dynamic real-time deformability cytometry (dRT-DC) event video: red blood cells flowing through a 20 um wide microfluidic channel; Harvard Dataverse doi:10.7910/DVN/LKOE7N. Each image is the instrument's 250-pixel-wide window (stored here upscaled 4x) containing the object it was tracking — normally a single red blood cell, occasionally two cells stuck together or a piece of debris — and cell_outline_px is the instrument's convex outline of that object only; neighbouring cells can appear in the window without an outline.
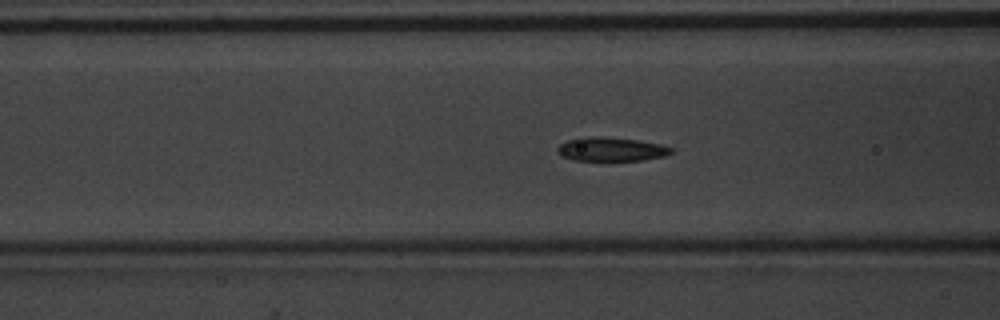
{"species": "common noctule bat (a hibernating species)", "species_latin": "Nyctalus noctula", "temperature_condition": "warm", "stored_images_in_passage": 41, "segment_of_instrument_passage": [1, 2], "camera_frame_rate_fps": 3000, "um_per_image_px": 0.085, "animal": {"sex": "male", "body_mass_g": 20.1, "forearm_length_mm": 53.5}, "frame": {"image": 1, "passage_image": 8, "time_ms": 2.333, "image_size_px": [1000, 320], "cell_outline_px": [[672, 152], [664, 156], [644, 160], [608, 164], [572, 160], [560, 156], [556, 152], [556, 148], [560, 144], [568, 140], [580, 136], [600, 136], [640, 140], [660, 144], [672, 148]], "centroid_in_image_um": [51.88, 12.74], "position_along_channel_um": 114.7, "area_um2": 17.05}}
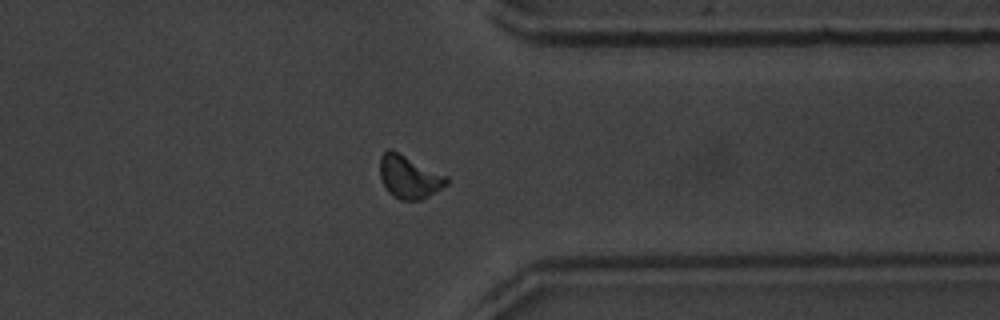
{"frame": {"image": 2, "passage_image": 29, "time_ms": 9.333, "image_size_px": [1000, 320], "cell_outline_px": [[448, 184], [428, 196], [420, 200], [400, 200], [392, 196], [388, 192], [380, 176], [380, 156], [388, 148], [392, 148], [448, 176]], "centroid_in_image_um": [34.77, 15.01], "position_along_channel_um": 376.6, "area_um2": 16.88}}
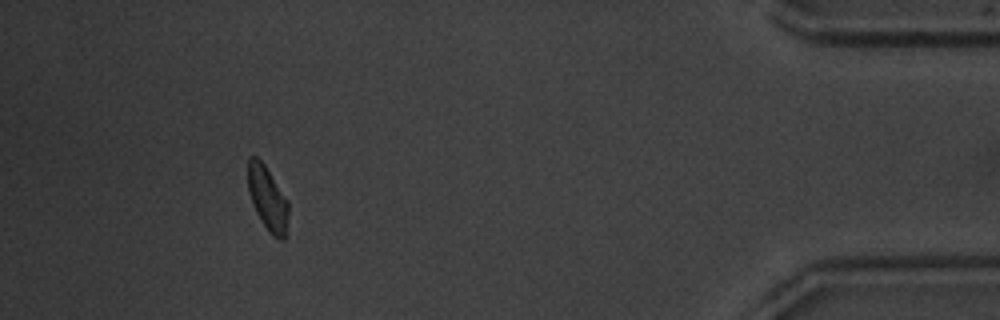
{"frame": {"image": 3, "passage_image": 36, "time_ms": 11.667, "image_size_px": [1000, 320], "cell_outline_px": [[288, 216], [284, 240], [280, 240], [272, 236], [268, 232], [260, 220], [252, 204], [248, 192], [248, 156], [256, 156], [264, 164], [288, 200]], "centroid_in_image_um": [22.73, 16.88], "position_along_channel_um": 412.5, "area_um2": 15.26}}